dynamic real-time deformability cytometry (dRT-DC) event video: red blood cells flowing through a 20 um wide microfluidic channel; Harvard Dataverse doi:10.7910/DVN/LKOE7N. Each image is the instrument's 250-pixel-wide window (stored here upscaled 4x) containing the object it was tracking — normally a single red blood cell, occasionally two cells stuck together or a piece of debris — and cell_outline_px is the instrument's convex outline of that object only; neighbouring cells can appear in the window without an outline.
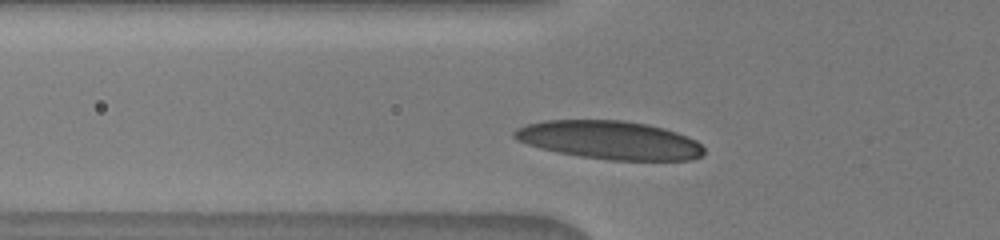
{"species": "human", "species_latin": "Homo sapiens", "temperature_condition": "warm", "stored_images_in_passage": 17, "camera_frame_rate_fps": 3000, "um_per_image_px": 0.085, "donor": {"sex": "male"}, "frame": {"image": 1, "passage_image": 2, "time_ms": 0.333, "image_size_px": [1000, 240], "cell_outline_px": [[704, 152], [700, 156], [692, 160], [612, 160], [580, 156], [556, 152], [540, 148], [516, 140], [512, 136], [512, 132], [516, 128], [528, 124], [544, 120], [624, 120], [648, 124], [664, 128], [688, 136], [696, 140], [704, 148]], "centroid_in_image_um": [51.81, 11.9], "position_along_channel_um": 74.0, "area_um2": 42.54}}
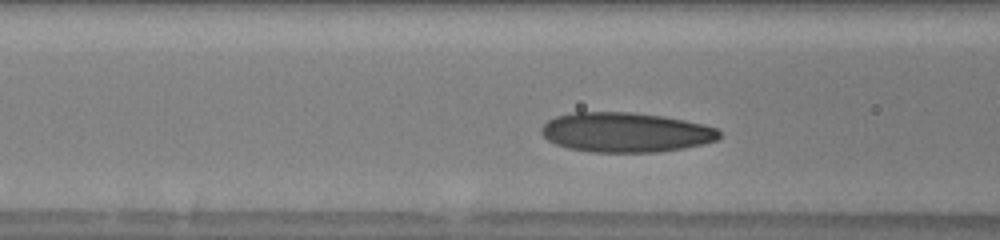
{"frame": {"image": 2, "passage_image": 6, "time_ms": 1.333, "image_size_px": [1000, 240], "cell_outline_px": [[720, 136], [716, 140], [684, 148], [660, 152], [592, 152], [568, 148], [556, 144], [548, 140], [540, 132], [540, 128], [548, 120], [556, 116], [572, 112], [632, 112], [664, 116], [704, 124], [716, 128], [720, 132]], "centroid_in_image_um": [53.16, 11.24], "position_along_channel_um": 113.4, "area_um2": 41.27}}